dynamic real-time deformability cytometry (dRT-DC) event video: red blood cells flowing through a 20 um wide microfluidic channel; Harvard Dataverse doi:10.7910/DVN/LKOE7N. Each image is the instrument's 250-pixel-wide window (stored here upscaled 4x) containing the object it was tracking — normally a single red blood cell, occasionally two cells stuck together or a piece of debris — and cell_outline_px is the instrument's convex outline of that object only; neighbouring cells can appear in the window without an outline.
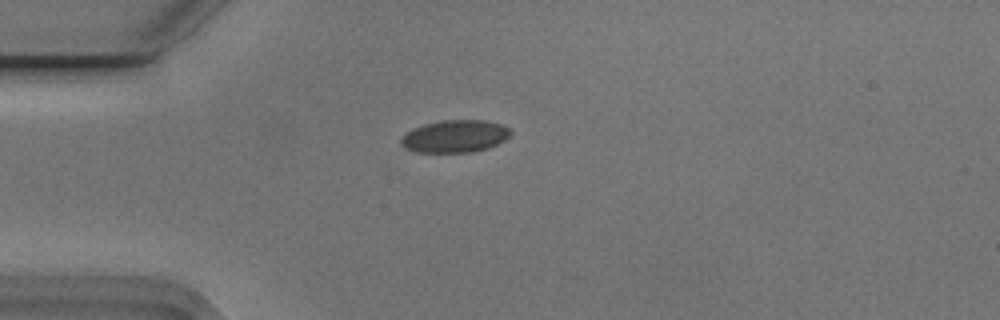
{"species": "Egyptian fruit bat (a non-hibernating species)", "species_latin": "Rousettus aegyptiacus", "temperature_condition": "cold", "stored_images_in_passage": 41, "camera_frame_rate_fps": 3000, "um_per_image_px": 0.085, "animal": {"sex": "male"}, "frame": {"image": 1, "passage_image": 1, "time_ms": 0.0, "image_size_px": [1000, 320], "cell_outline_px": [[512, 132], [504, 140], [488, 148], [472, 152], [416, 152], [404, 148], [400, 144], [400, 140], [412, 128], [424, 124], [444, 120], [484, 120], [500, 124], [508, 128]], "centroid_in_image_um": [38.65, 11.59], "position_along_channel_um": 46.4, "area_um2": 20.58}}
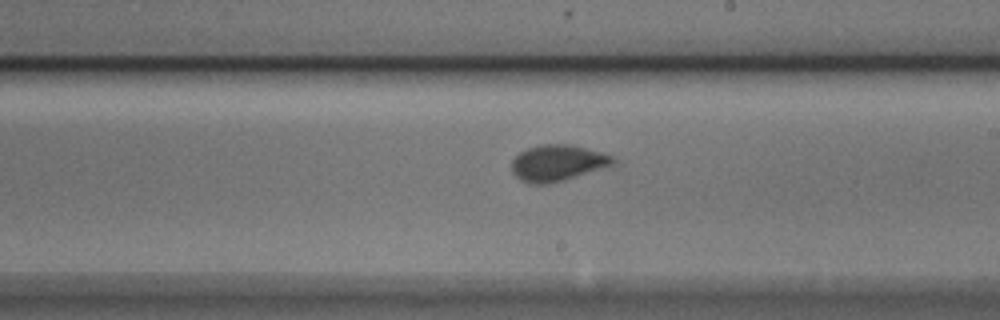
{"frame": {"image": 2, "passage_image": 18, "time_ms": 5.667, "image_size_px": [1000, 320], "cell_outline_px": [[616, 164], [604, 168], [564, 180], [548, 184], [528, 184], [520, 180], [512, 172], [512, 160], [520, 152], [528, 148], [540, 144], [572, 144], [600, 152], [612, 156], [616, 160]], "centroid_in_image_um": [47.39, 13.85], "position_along_channel_um": 241.6, "area_um2": 21.5}}
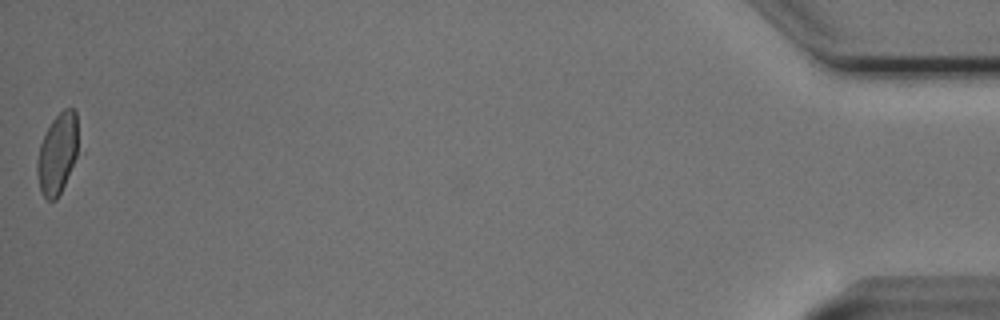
{"frame": {"image": 3, "passage_image": 41, "time_ms": 13.333, "image_size_px": [1000, 320], "cell_outline_px": [[84, 152], [56, 200], [48, 200], [40, 192], [36, 172], [36, 160], [40, 144], [52, 120], [64, 108], [72, 108], [76, 112]], "centroid_in_image_um": [5.0, 13.06], "position_along_channel_um": 430.2, "area_um2": 20.98}}